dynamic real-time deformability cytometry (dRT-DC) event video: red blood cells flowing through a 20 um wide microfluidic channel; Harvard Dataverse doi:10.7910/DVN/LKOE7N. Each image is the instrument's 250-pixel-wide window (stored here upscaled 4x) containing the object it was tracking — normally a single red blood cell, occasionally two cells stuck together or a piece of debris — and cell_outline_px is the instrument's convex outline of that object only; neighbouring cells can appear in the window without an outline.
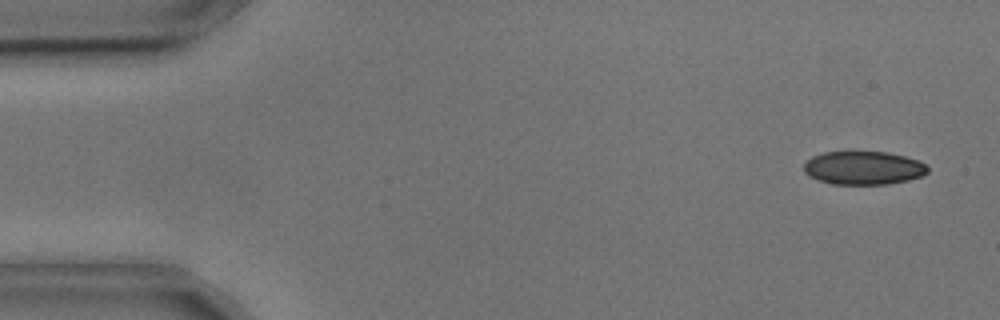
{"species": "common noctule bat (a hibernating species)", "species_latin": "Nyctalus noctula", "temperature_condition": "cold", "stored_images_in_passage": 54, "camera_frame_rate_fps": 3000, "um_per_image_px": 0.085, "animal": {"sex": "male", "body_mass_g": 17.9, "forearm_length_mm": 54.2}, "frame": {"image": 1, "passage_image": 3, "time_ms": 0.667, "image_size_px": [1000, 320], "cell_outline_px": [[928, 172], [924, 176], [908, 180], [888, 184], [832, 184], [816, 180], [808, 176], [804, 172], [804, 164], [812, 156], [824, 152], [888, 152], [920, 160], [928, 168]], "centroid_in_image_um": [73.4, 14.28], "position_along_channel_um": 11.6, "area_um2": 24.28}}
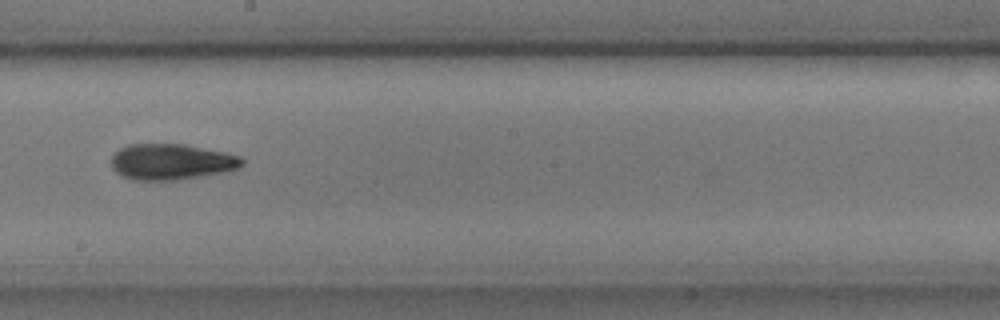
{"frame": {"image": 2, "passage_image": 30, "time_ms": 9.667, "image_size_px": [1000, 320], "cell_outline_px": [[244, 164], [236, 168], [224, 172], [176, 180], [132, 180], [120, 176], [112, 168], [112, 156], [120, 148], [128, 144], [184, 144], [228, 152], [240, 156], [244, 160]], "centroid_in_image_um": [14.56, 13.75], "position_along_channel_um": 233.6, "area_um2": 27.51}}
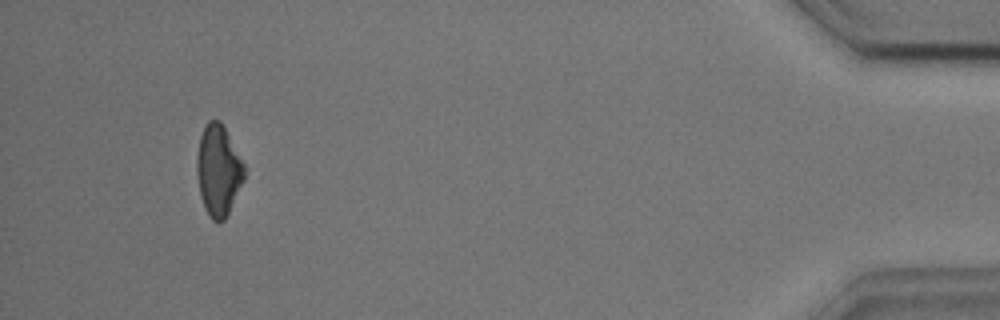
{"frame": {"image": 3, "passage_image": 51, "time_ms": 16.667, "image_size_px": [1000, 320], "cell_outline_px": [[244, 180], [224, 220], [212, 220], [208, 216], [204, 208], [200, 196], [196, 172], [196, 156], [200, 136], [208, 120], [220, 120], [244, 164]], "centroid_in_image_um": [18.53, 14.48], "position_along_channel_um": 416.7, "area_um2": 24.91}, "authors_computed_cell_mechanics": {"area_um2": 26.2412, "velocity_mm_per_s": 3.6465, "shape_relaxation_time_tau1_ms": 4.7896, "shape_relaxation_time_tau2_ms": 6.5316, "deformation_change_tau1": 0.1366, "deformation_change_tau2": 0.1603}}